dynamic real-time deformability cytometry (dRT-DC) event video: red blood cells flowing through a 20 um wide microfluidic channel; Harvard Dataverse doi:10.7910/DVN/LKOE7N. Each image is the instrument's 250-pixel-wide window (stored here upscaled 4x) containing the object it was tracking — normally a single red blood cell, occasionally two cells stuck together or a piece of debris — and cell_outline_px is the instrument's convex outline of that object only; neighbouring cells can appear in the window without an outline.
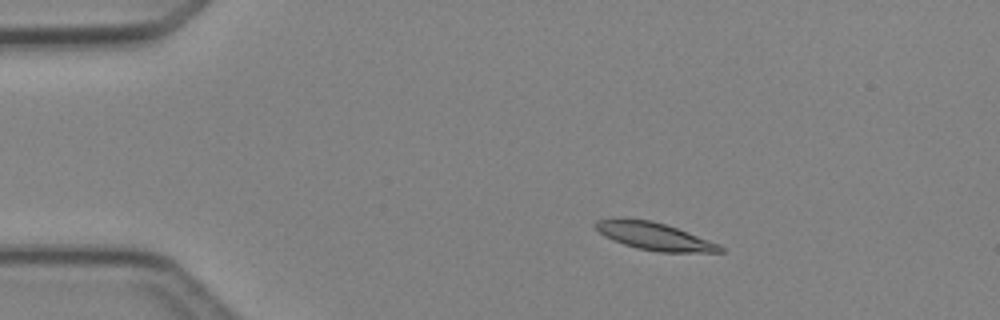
{"species": "Egyptian fruit bat (a non-hibernating species)", "species_latin": "Rousettus aegyptiacus", "temperature_condition": "cold", "stored_images_in_passage": 4, "camera_frame_rate_fps": 3000, "um_per_image_px": 0.085, "animal": {"sex": "female"}, "frame": {"image": 1, "passage_image": 2, "time_ms": 1.0, "image_size_px": [1000, 320], "cell_outline_px": [[724, 252], [656, 252], [636, 248], [612, 240], [604, 236], [592, 224], [596, 220], [616, 216], [624, 216], [652, 220], [676, 228], [720, 244], [724, 248]], "centroid_in_image_um": [55.53, 20.05], "position_along_channel_um": 29.5, "area_um2": 20.46}}
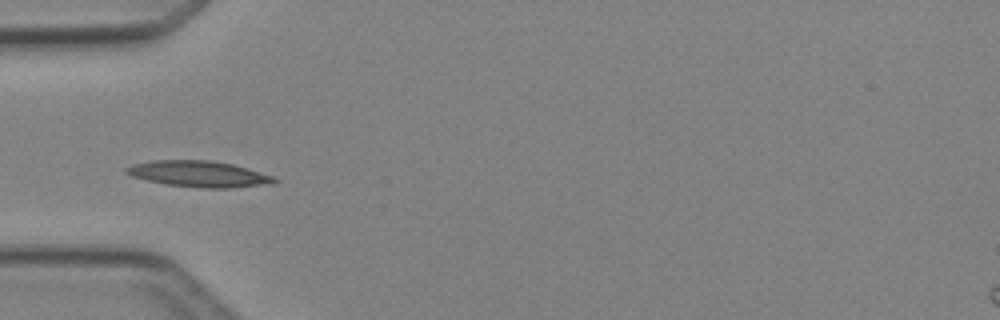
{"frame": {"image": 2, "passage_image": 4, "time_ms": 3.333, "image_size_px": [1000, 320], "cell_outline_px": [[280, 180], [272, 184], [228, 188], [204, 188], [168, 184], [148, 180], [132, 176], [124, 172], [124, 168], [132, 164], [152, 160], [212, 160], [232, 164], [272, 176]], "centroid_in_image_um": [16.89, 14.78], "position_along_channel_um": 68.1, "area_um2": 22.37}}